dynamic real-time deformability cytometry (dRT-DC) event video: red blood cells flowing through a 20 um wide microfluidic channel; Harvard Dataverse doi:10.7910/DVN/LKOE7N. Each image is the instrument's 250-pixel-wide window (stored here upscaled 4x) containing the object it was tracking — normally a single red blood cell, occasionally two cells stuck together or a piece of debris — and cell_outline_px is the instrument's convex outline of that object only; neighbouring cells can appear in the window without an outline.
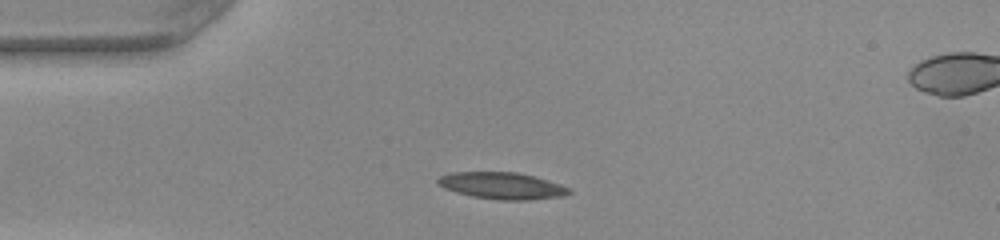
{"species": "common noctule bat (a hibernating species)", "species_latin": "Nyctalus noctula", "temperature_condition": "warm", "stored_images_in_passage": 38, "camera_frame_rate_fps": 3000, "um_per_image_px": 0.085, "animal": {"sex": "female", "body_mass_g": 22.0, "forearm_length_mm": 56.7}, "frame": {"image": 1, "passage_image": 9, "time_ms": 2.667, "image_size_px": [1000, 240], "cell_outline_px": [[572, 192], [564, 196], [528, 200], [500, 200], [472, 196], [456, 192], [444, 188], [436, 184], [436, 180], [440, 176], [452, 172], [516, 172], [536, 176], [572, 188]], "centroid_in_image_um": [42.69, 15.78], "position_along_channel_um": 42.3, "area_um2": 20.63}}
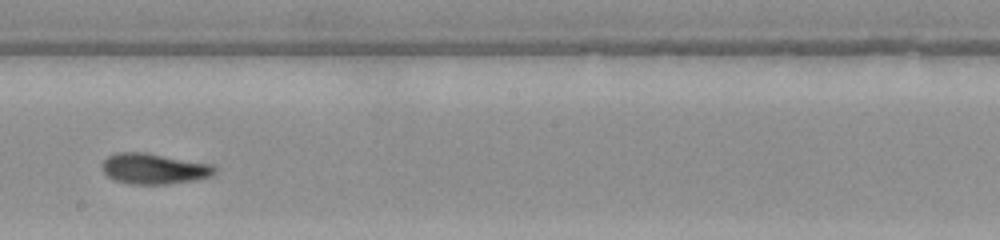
{"frame": {"image": 2, "passage_image": 25, "time_ms": 8.0, "image_size_px": [1000, 240], "cell_outline_px": [[216, 172], [212, 176], [196, 180], [164, 184], [128, 184], [116, 180], [108, 176], [104, 172], [104, 160], [108, 156], [116, 152], [144, 152], [212, 164], [216, 168]], "centroid_in_image_um": [13.12, 14.34], "position_along_channel_um": 235.1, "area_um2": 20.0}}
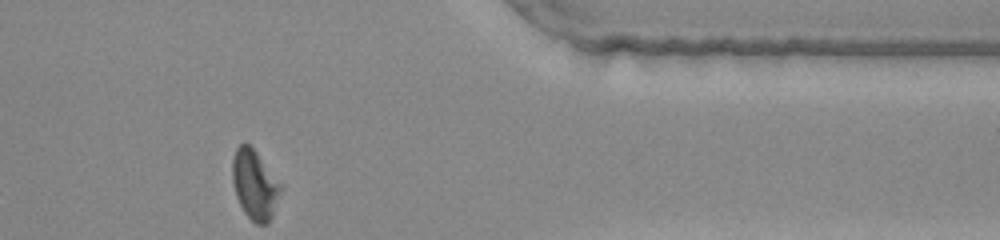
{"frame": {"image": 3, "passage_image": 38, "time_ms": 12.333, "image_size_px": [1000, 240], "cell_outline_px": [[280, 192], [272, 216], [268, 224], [256, 224], [244, 212], [236, 196], [232, 180], [232, 160], [236, 148], [240, 144], [248, 144], [256, 152], [280, 184]], "centroid_in_image_um": [21.62, 15.72], "position_along_channel_um": 389.8, "area_um2": 19.02}, "authors_computed_cell_mechanics": {"area_um2": 19.941, "velocity_mm_per_s": 4.0565, "shape_relaxation_time_tau1_ms": 4.9516, "shape_relaxation_time_tau2_ms": 3.4262, "deformation_change_tau1": 0.1664, "deformation_change_tau2": 0.1188}}